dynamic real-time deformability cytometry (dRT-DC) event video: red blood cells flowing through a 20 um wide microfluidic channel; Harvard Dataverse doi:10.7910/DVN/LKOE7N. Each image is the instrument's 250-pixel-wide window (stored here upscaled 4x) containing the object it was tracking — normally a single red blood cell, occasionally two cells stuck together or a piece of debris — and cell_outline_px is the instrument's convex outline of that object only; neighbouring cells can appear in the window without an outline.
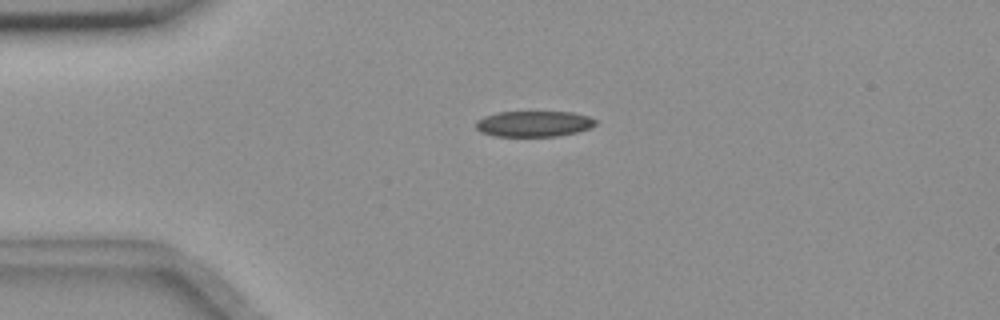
{"species": "common noctule bat (a hibernating species)", "species_latin": "Nyctalus noctula", "temperature_condition": "room temperature", "stored_images_in_passage": 2, "camera_frame_rate_fps": 3000, "um_per_image_px": 0.085, "animal": {"sex": "female", "body_mass_g": 18.4}, "frame": {"image": 1, "passage_image": 1, "time_ms": 0.0, "image_size_px": [1000, 320], "cell_outline_px": [[596, 124], [588, 128], [576, 132], [556, 136], [496, 136], [480, 132], [476, 128], [476, 120], [484, 116], [496, 112], [572, 112], [588, 116], [596, 120]], "centroid_in_image_um": [45.34, 10.52], "position_along_channel_um": 39.7, "area_um2": 17.92}}